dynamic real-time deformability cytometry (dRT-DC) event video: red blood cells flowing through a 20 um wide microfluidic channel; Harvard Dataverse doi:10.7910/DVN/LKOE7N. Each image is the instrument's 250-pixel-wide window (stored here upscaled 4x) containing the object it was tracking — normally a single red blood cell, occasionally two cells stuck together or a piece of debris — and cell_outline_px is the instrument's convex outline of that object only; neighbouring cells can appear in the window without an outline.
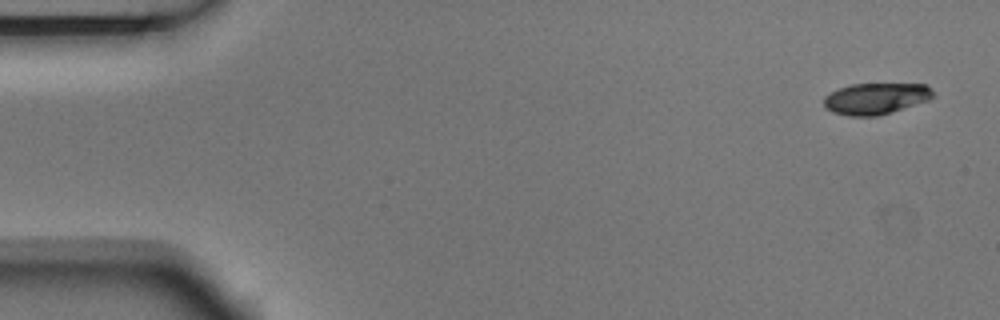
{"species": "Egyptian fruit bat (a non-hibernating species)", "species_latin": "Rousettus aegyptiacus", "temperature_condition": "room temperature", "stored_images_in_passage": 4, "camera_frame_rate_fps": 3000, "um_per_image_px": 0.085, "animal": {"sex": "male"}, "frame": {"image": 1, "passage_image": 1, "time_ms": 0.0, "image_size_px": [1000, 320], "cell_outline_px": [[936, 96], [928, 100], [876, 116], [848, 116], [832, 112], [824, 104], [824, 96], [840, 88], [852, 84], [928, 84], [932, 88]], "centroid_in_image_um": [74.47, 8.37], "position_along_channel_um": 10.5, "area_um2": 19.77}}
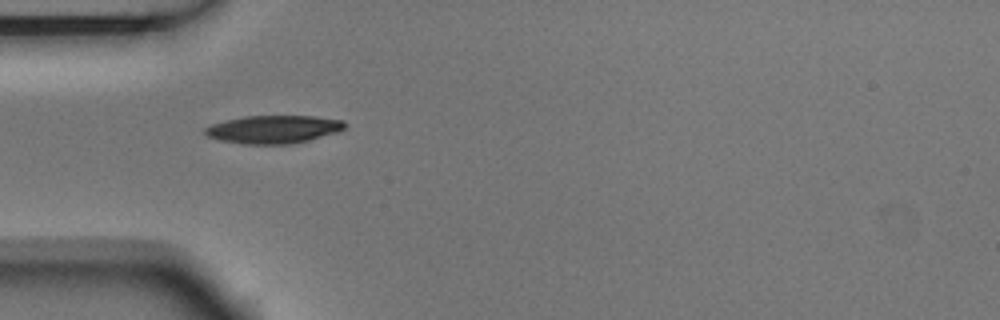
{"frame": {"image": 2, "passage_image": 4, "time_ms": 1.0, "image_size_px": [1000, 320], "cell_outline_px": [[348, 124], [344, 128], [336, 132], [308, 140], [292, 144], [244, 144], [220, 140], [208, 136], [204, 132], [204, 128], [212, 124], [244, 116], [312, 116], [344, 120]], "centroid_in_image_um": [23.26, 10.99], "position_along_channel_um": 61.7, "area_um2": 22.66}}